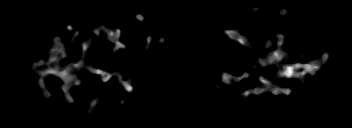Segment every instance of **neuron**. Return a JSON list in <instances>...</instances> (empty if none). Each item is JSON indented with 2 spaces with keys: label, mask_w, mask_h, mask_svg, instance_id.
<instances>
[{
  "label": "neuron",
  "mask_w": 352,
  "mask_h": 128,
  "mask_svg": "<svg viewBox=\"0 0 352 128\" xmlns=\"http://www.w3.org/2000/svg\"><path fill=\"white\" fill-rule=\"evenodd\" d=\"M287 10H288L287 7L284 8L282 10V13L285 14ZM135 17L137 20L144 21V17L139 13L136 14ZM66 27L69 31L73 30V27L70 24H67ZM100 30H103L107 34L108 39H110L112 43H115L116 46L113 49L114 52H116L120 48H126L127 45H124L119 40H117V37L121 36V31L119 28H116V31L113 32L112 30L107 29L104 25H100V27L97 30H95L94 33L97 36H99ZM219 30H221L220 31L221 33L223 32L224 34H227L228 39L231 38L232 40L239 42L240 45H243V46L247 45L249 47L252 46L248 42L247 35H240L235 30H228V29L226 30L219 29ZM78 35H79V31H75L74 35L69 39V43H72ZM152 39L153 37L150 35L147 38V41L151 42ZM284 39H285L284 35L281 33L276 43L279 46L278 47L279 49L276 51H270L268 54V57L265 58L264 60L259 59L260 65L265 66L269 64H274L279 68H283V71H279L278 73L274 74V77H273L274 81L275 79L282 78L284 76H287V78H290V77L299 78L304 88H306L305 87L306 80L304 78L305 74L309 72L311 77L316 76V71H319L324 64L325 65L327 64L329 53L326 52L320 59H316L308 63H295L292 65H285V64H282L281 62L282 59H285V57L288 55L287 52L283 49ZM53 40H54V44L56 45L55 49L50 51L46 50V52H50L47 68L44 70L42 69L38 70V66H42L45 63V61L42 58L40 60H36L35 62H33V67H31L28 72H30L32 75L37 74L40 76L38 85L41 87L42 94L45 98H49L51 94L45 86L44 79L49 75H55L62 78L65 81V84L61 86V89L64 91L66 101L69 104L70 103L72 104L74 102V99L71 97L69 92L70 88L73 87V83H71V81H75V85L82 84V81H80V79L76 77V75L74 74V71H79L80 68L84 66L85 55L90 46V42L92 41V37H90L89 40L82 42L81 46L83 50V55L81 56V58L76 62L68 64L67 66H65V68H63V66H60L59 61L61 59H64L66 56H68L69 52L65 50V44L58 36H55ZM159 42L163 44L165 42V39L162 37L159 40ZM271 45H272V41L267 40L265 42V47H270ZM304 56L305 57L308 56V50L306 49L304 50ZM53 64H54V67H52ZM300 68H303V71H298V69ZM88 69H90V71L93 74H100V77L98 78V80L103 81L105 83L108 82V80L112 76L111 74H108L100 70L99 68H94L93 66H89ZM221 72H222V80L226 84H230L231 79H234L235 82H239L248 77L247 70L246 72H244V74L241 77H233L229 73L223 72L222 70ZM114 74L118 76V78H121L123 76V74L118 72H115ZM258 78L260 82L263 84V86L260 88L258 87L254 89H251V88L247 89L245 92L240 93V96L246 99L250 94L259 95L271 90L272 93L275 95L283 93L288 97L292 91L291 88L279 87L277 84L271 81V79L266 80L262 75L258 76ZM131 82H132V79H128V81L122 82V86H124L125 90L128 92H133L134 90L133 85L130 84ZM86 98L91 101L90 105L88 106V114L90 115L91 111L95 108V105L98 103V100L96 98H93V94L86 95Z\"/></svg>",
  "instance_id": "1"
}]
</instances>
